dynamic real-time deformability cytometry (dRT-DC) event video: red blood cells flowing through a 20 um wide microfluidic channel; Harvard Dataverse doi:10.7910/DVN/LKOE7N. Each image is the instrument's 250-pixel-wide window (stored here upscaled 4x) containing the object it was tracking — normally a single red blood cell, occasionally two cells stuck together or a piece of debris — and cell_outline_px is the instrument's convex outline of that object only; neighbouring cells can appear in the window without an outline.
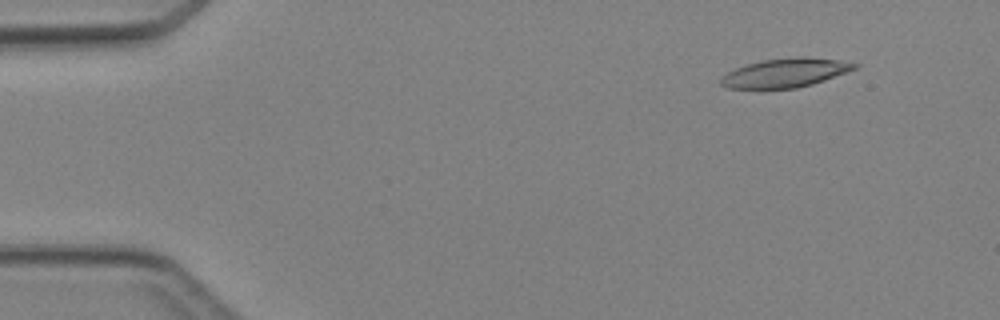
{"species": "Egyptian fruit bat (a non-hibernating species)", "species_latin": "Rousettus aegyptiacus", "temperature_condition": "cold", "stored_images_in_passage": 3, "camera_frame_rate_fps": 3000, "um_per_image_px": 0.085, "animal": {"sex": "female"}, "frame": {"image": 1, "passage_image": 1, "time_ms": 0.0, "image_size_px": [1000, 320], "cell_outline_px": [[860, 64], [856, 68], [848, 72], [812, 84], [796, 88], [728, 88], [720, 84], [720, 76], [744, 64], [764, 60], [796, 56], [804, 56], [840, 60]], "centroid_in_image_um": [66.75, 6.18], "position_along_channel_um": 18.2, "area_um2": 22.6}}